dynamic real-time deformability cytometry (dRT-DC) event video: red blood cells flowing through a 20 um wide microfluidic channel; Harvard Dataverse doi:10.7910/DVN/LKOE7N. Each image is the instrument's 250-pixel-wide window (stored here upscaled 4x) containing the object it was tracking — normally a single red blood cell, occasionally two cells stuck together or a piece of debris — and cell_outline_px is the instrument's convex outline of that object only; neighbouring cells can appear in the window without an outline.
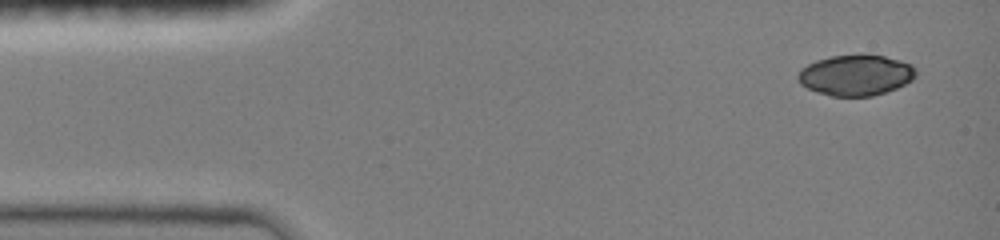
{"species": "common noctule bat (a hibernating species)", "species_latin": "Nyctalus noctula", "temperature_condition": "room temperature", "stored_images_in_passage": 31, "camera_frame_rate_fps": 3000, "um_per_image_px": 0.085, "animal": {"sex": "female", "body_mass_g": 19.0, "forearm_length_mm": 51.5}, "frame": {"image": 1, "passage_image": 1, "time_ms": 0.0, "image_size_px": [1000, 240], "cell_outline_px": [[916, 76], [912, 80], [896, 88], [872, 96], [832, 96], [816, 92], [800, 84], [796, 76], [808, 64], [816, 60], [832, 56], [860, 52], [868, 52], [900, 60], [912, 64], [916, 68]], "centroid_in_image_um": [72.77, 6.35], "position_along_channel_um": 12.2, "area_um2": 28.5}}